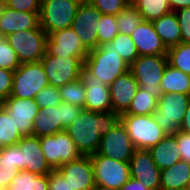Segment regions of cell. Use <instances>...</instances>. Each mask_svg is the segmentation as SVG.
Segmentation results:
<instances>
[{"label":"cell","mask_w":190,"mask_h":190,"mask_svg":"<svg viewBox=\"0 0 190 190\" xmlns=\"http://www.w3.org/2000/svg\"><path fill=\"white\" fill-rule=\"evenodd\" d=\"M168 2L172 12L190 7V0H168Z\"/></svg>","instance_id":"obj_49"},{"label":"cell","mask_w":190,"mask_h":190,"mask_svg":"<svg viewBox=\"0 0 190 190\" xmlns=\"http://www.w3.org/2000/svg\"><path fill=\"white\" fill-rule=\"evenodd\" d=\"M14 71L0 68V104L11 94Z\"/></svg>","instance_id":"obj_44"},{"label":"cell","mask_w":190,"mask_h":190,"mask_svg":"<svg viewBox=\"0 0 190 190\" xmlns=\"http://www.w3.org/2000/svg\"><path fill=\"white\" fill-rule=\"evenodd\" d=\"M162 94L179 93L190 95V75L167 65L160 83Z\"/></svg>","instance_id":"obj_27"},{"label":"cell","mask_w":190,"mask_h":190,"mask_svg":"<svg viewBox=\"0 0 190 190\" xmlns=\"http://www.w3.org/2000/svg\"><path fill=\"white\" fill-rule=\"evenodd\" d=\"M35 101L40 109L59 105L62 103L60 90L58 87L48 85L36 95Z\"/></svg>","instance_id":"obj_38"},{"label":"cell","mask_w":190,"mask_h":190,"mask_svg":"<svg viewBox=\"0 0 190 190\" xmlns=\"http://www.w3.org/2000/svg\"><path fill=\"white\" fill-rule=\"evenodd\" d=\"M84 69L110 86L119 76L129 70V65L112 50L102 46L89 50L84 61Z\"/></svg>","instance_id":"obj_2"},{"label":"cell","mask_w":190,"mask_h":190,"mask_svg":"<svg viewBox=\"0 0 190 190\" xmlns=\"http://www.w3.org/2000/svg\"><path fill=\"white\" fill-rule=\"evenodd\" d=\"M167 65V55L139 56L129 70L139 87L158 100L162 95L160 83Z\"/></svg>","instance_id":"obj_3"},{"label":"cell","mask_w":190,"mask_h":190,"mask_svg":"<svg viewBox=\"0 0 190 190\" xmlns=\"http://www.w3.org/2000/svg\"><path fill=\"white\" fill-rule=\"evenodd\" d=\"M120 121V115L113 111L94 112L85 110L65 129L82 156L97 152L102 136L112 130Z\"/></svg>","instance_id":"obj_1"},{"label":"cell","mask_w":190,"mask_h":190,"mask_svg":"<svg viewBox=\"0 0 190 190\" xmlns=\"http://www.w3.org/2000/svg\"><path fill=\"white\" fill-rule=\"evenodd\" d=\"M120 121L125 126L135 149L149 150L167 135L157 124L153 114L121 115Z\"/></svg>","instance_id":"obj_4"},{"label":"cell","mask_w":190,"mask_h":190,"mask_svg":"<svg viewBox=\"0 0 190 190\" xmlns=\"http://www.w3.org/2000/svg\"><path fill=\"white\" fill-rule=\"evenodd\" d=\"M168 64L190 75V43H180L168 48Z\"/></svg>","instance_id":"obj_33"},{"label":"cell","mask_w":190,"mask_h":190,"mask_svg":"<svg viewBox=\"0 0 190 190\" xmlns=\"http://www.w3.org/2000/svg\"><path fill=\"white\" fill-rule=\"evenodd\" d=\"M116 18L119 33L126 35H131L143 21L141 14L133 4H128Z\"/></svg>","instance_id":"obj_35"},{"label":"cell","mask_w":190,"mask_h":190,"mask_svg":"<svg viewBox=\"0 0 190 190\" xmlns=\"http://www.w3.org/2000/svg\"><path fill=\"white\" fill-rule=\"evenodd\" d=\"M157 105L158 100L139 87L128 111L122 115H152Z\"/></svg>","instance_id":"obj_32"},{"label":"cell","mask_w":190,"mask_h":190,"mask_svg":"<svg viewBox=\"0 0 190 190\" xmlns=\"http://www.w3.org/2000/svg\"><path fill=\"white\" fill-rule=\"evenodd\" d=\"M0 190H8L7 188H2V187H0Z\"/></svg>","instance_id":"obj_55"},{"label":"cell","mask_w":190,"mask_h":190,"mask_svg":"<svg viewBox=\"0 0 190 190\" xmlns=\"http://www.w3.org/2000/svg\"><path fill=\"white\" fill-rule=\"evenodd\" d=\"M83 107L71 105L69 103H61L62 127L64 130L69 127L81 114Z\"/></svg>","instance_id":"obj_43"},{"label":"cell","mask_w":190,"mask_h":190,"mask_svg":"<svg viewBox=\"0 0 190 190\" xmlns=\"http://www.w3.org/2000/svg\"><path fill=\"white\" fill-rule=\"evenodd\" d=\"M0 160L9 161L13 168L21 171V148L18 144L0 147Z\"/></svg>","instance_id":"obj_41"},{"label":"cell","mask_w":190,"mask_h":190,"mask_svg":"<svg viewBox=\"0 0 190 190\" xmlns=\"http://www.w3.org/2000/svg\"><path fill=\"white\" fill-rule=\"evenodd\" d=\"M176 142L182 160L190 163V135L178 131L176 133Z\"/></svg>","instance_id":"obj_47"},{"label":"cell","mask_w":190,"mask_h":190,"mask_svg":"<svg viewBox=\"0 0 190 190\" xmlns=\"http://www.w3.org/2000/svg\"><path fill=\"white\" fill-rule=\"evenodd\" d=\"M101 13L89 1L80 3L71 27L80 38L83 46L89 51L98 47V36L95 27Z\"/></svg>","instance_id":"obj_13"},{"label":"cell","mask_w":190,"mask_h":190,"mask_svg":"<svg viewBox=\"0 0 190 190\" xmlns=\"http://www.w3.org/2000/svg\"><path fill=\"white\" fill-rule=\"evenodd\" d=\"M48 85V78L41 62L21 63L14 71L9 97L35 99L36 95Z\"/></svg>","instance_id":"obj_8"},{"label":"cell","mask_w":190,"mask_h":190,"mask_svg":"<svg viewBox=\"0 0 190 190\" xmlns=\"http://www.w3.org/2000/svg\"><path fill=\"white\" fill-rule=\"evenodd\" d=\"M62 102L85 107V85L81 78L59 87Z\"/></svg>","instance_id":"obj_34"},{"label":"cell","mask_w":190,"mask_h":190,"mask_svg":"<svg viewBox=\"0 0 190 190\" xmlns=\"http://www.w3.org/2000/svg\"><path fill=\"white\" fill-rule=\"evenodd\" d=\"M79 2H88L89 0H78Z\"/></svg>","instance_id":"obj_54"},{"label":"cell","mask_w":190,"mask_h":190,"mask_svg":"<svg viewBox=\"0 0 190 190\" xmlns=\"http://www.w3.org/2000/svg\"><path fill=\"white\" fill-rule=\"evenodd\" d=\"M179 131L190 135V102L187 107L186 114L184 115L183 121L179 127Z\"/></svg>","instance_id":"obj_50"},{"label":"cell","mask_w":190,"mask_h":190,"mask_svg":"<svg viewBox=\"0 0 190 190\" xmlns=\"http://www.w3.org/2000/svg\"><path fill=\"white\" fill-rule=\"evenodd\" d=\"M119 190H149L148 188L144 187L140 181L136 179L130 178L126 184L121 187Z\"/></svg>","instance_id":"obj_48"},{"label":"cell","mask_w":190,"mask_h":190,"mask_svg":"<svg viewBox=\"0 0 190 190\" xmlns=\"http://www.w3.org/2000/svg\"><path fill=\"white\" fill-rule=\"evenodd\" d=\"M93 190H118V189L109 188L106 186H96Z\"/></svg>","instance_id":"obj_51"},{"label":"cell","mask_w":190,"mask_h":190,"mask_svg":"<svg viewBox=\"0 0 190 190\" xmlns=\"http://www.w3.org/2000/svg\"><path fill=\"white\" fill-rule=\"evenodd\" d=\"M17 172L9 161L0 160V187L8 188Z\"/></svg>","instance_id":"obj_45"},{"label":"cell","mask_w":190,"mask_h":190,"mask_svg":"<svg viewBox=\"0 0 190 190\" xmlns=\"http://www.w3.org/2000/svg\"><path fill=\"white\" fill-rule=\"evenodd\" d=\"M128 4H133L136 0H125Z\"/></svg>","instance_id":"obj_53"},{"label":"cell","mask_w":190,"mask_h":190,"mask_svg":"<svg viewBox=\"0 0 190 190\" xmlns=\"http://www.w3.org/2000/svg\"><path fill=\"white\" fill-rule=\"evenodd\" d=\"M46 32L36 29L13 32L5 38L18 56L20 63L40 62L47 49Z\"/></svg>","instance_id":"obj_7"},{"label":"cell","mask_w":190,"mask_h":190,"mask_svg":"<svg viewBox=\"0 0 190 190\" xmlns=\"http://www.w3.org/2000/svg\"><path fill=\"white\" fill-rule=\"evenodd\" d=\"M21 65L17 54L5 37H0V68L15 71Z\"/></svg>","instance_id":"obj_37"},{"label":"cell","mask_w":190,"mask_h":190,"mask_svg":"<svg viewBox=\"0 0 190 190\" xmlns=\"http://www.w3.org/2000/svg\"><path fill=\"white\" fill-rule=\"evenodd\" d=\"M95 29L98 31V46L110 43L119 33L116 16L101 14Z\"/></svg>","instance_id":"obj_36"},{"label":"cell","mask_w":190,"mask_h":190,"mask_svg":"<svg viewBox=\"0 0 190 190\" xmlns=\"http://www.w3.org/2000/svg\"><path fill=\"white\" fill-rule=\"evenodd\" d=\"M96 186L120 189L131 178L129 162L116 161L95 153L90 155Z\"/></svg>","instance_id":"obj_11"},{"label":"cell","mask_w":190,"mask_h":190,"mask_svg":"<svg viewBox=\"0 0 190 190\" xmlns=\"http://www.w3.org/2000/svg\"><path fill=\"white\" fill-rule=\"evenodd\" d=\"M56 170L75 190H93L96 187L90 156H81Z\"/></svg>","instance_id":"obj_17"},{"label":"cell","mask_w":190,"mask_h":190,"mask_svg":"<svg viewBox=\"0 0 190 190\" xmlns=\"http://www.w3.org/2000/svg\"><path fill=\"white\" fill-rule=\"evenodd\" d=\"M22 137L8 111L0 104V147L16 145Z\"/></svg>","instance_id":"obj_31"},{"label":"cell","mask_w":190,"mask_h":190,"mask_svg":"<svg viewBox=\"0 0 190 190\" xmlns=\"http://www.w3.org/2000/svg\"><path fill=\"white\" fill-rule=\"evenodd\" d=\"M101 46L104 50L116 52L129 66L139 57L137 48L130 35L118 33L110 43Z\"/></svg>","instance_id":"obj_28"},{"label":"cell","mask_w":190,"mask_h":190,"mask_svg":"<svg viewBox=\"0 0 190 190\" xmlns=\"http://www.w3.org/2000/svg\"><path fill=\"white\" fill-rule=\"evenodd\" d=\"M190 183V163L180 160L161 170L160 190H186Z\"/></svg>","instance_id":"obj_25"},{"label":"cell","mask_w":190,"mask_h":190,"mask_svg":"<svg viewBox=\"0 0 190 190\" xmlns=\"http://www.w3.org/2000/svg\"><path fill=\"white\" fill-rule=\"evenodd\" d=\"M135 147L121 121L102 136L96 153L116 161L129 162Z\"/></svg>","instance_id":"obj_12"},{"label":"cell","mask_w":190,"mask_h":190,"mask_svg":"<svg viewBox=\"0 0 190 190\" xmlns=\"http://www.w3.org/2000/svg\"><path fill=\"white\" fill-rule=\"evenodd\" d=\"M86 58H74L50 55L47 51L40 60L49 85L61 87L69 82L78 80L84 69Z\"/></svg>","instance_id":"obj_9"},{"label":"cell","mask_w":190,"mask_h":190,"mask_svg":"<svg viewBox=\"0 0 190 190\" xmlns=\"http://www.w3.org/2000/svg\"><path fill=\"white\" fill-rule=\"evenodd\" d=\"M39 139L44 157L53 170L82 156L65 130Z\"/></svg>","instance_id":"obj_10"},{"label":"cell","mask_w":190,"mask_h":190,"mask_svg":"<svg viewBox=\"0 0 190 190\" xmlns=\"http://www.w3.org/2000/svg\"><path fill=\"white\" fill-rule=\"evenodd\" d=\"M133 5L144 21H154L171 12L168 0H136Z\"/></svg>","instance_id":"obj_30"},{"label":"cell","mask_w":190,"mask_h":190,"mask_svg":"<svg viewBox=\"0 0 190 190\" xmlns=\"http://www.w3.org/2000/svg\"><path fill=\"white\" fill-rule=\"evenodd\" d=\"M80 3L78 0H42L39 12L41 28L47 35L70 28Z\"/></svg>","instance_id":"obj_6"},{"label":"cell","mask_w":190,"mask_h":190,"mask_svg":"<svg viewBox=\"0 0 190 190\" xmlns=\"http://www.w3.org/2000/svg\"><path fill=\"white\" fill-rule=\"evenodd\" d=\"M60 131H64L61 103L40 109L37 117L33 120L32 135L37 137L49 136Z\"/></svg>","instance_id":"obj_23"},{"label":"cell","mask_w":190,"mask_h":190,"mask_svg":"<svg viewBox=\"0 0 190 190\" xmlns=\"http://www.w3.org/2000/svg\"><path fill=\"white\" fill-rule=\"evenodd\" d=\"M46 51L50 55L74 58H86L89 53L72 28L50 33L47 37Z\"/></svg>","instance_id":"obj_16"},{"label":"cell","mask_w":190,"mask_h":190,"mask_svg":"<svg viewBox=\"0 0 190 190\" xmlns=\"http://www.w3.org/2000/svg\"><path fill=\"white\" fill-rule=\"evenodd\" d=\"M101 14L117 16L128 3L125 0H89Z\"/></svg>","instance_id":"obj_39"},{"label":"cell","mask_w":190,"mask_h":190,"mask_svg":"<svg viewBox=\"0 0 190 190\" xmlns=\"http://www.w3.org/2000/svg\"><path fill=\"white\" fill-rule=\"evenodd\" d=\"M175 14L180 27L181 43H190V7L179 9Z\"/></svg>","instance_id":"obj_42"},{"label":"cell","mask_w":190,"mask_h":190,"mask_svg":"<svg viewBox=\"0 0 190 190\" xmlns=\"http://www.w3.org/2000/svg\"><path fill=\"white\" fill-rule=\"evenodd\" d=\"M42 0H4V6L19 12L39 13Z\"/></svg>","instance_id":"obj_40"},{"label":"cell","mask_w":190,"mask_h":190,"mask_svg":"<svg viewBox=\"0 0 190 190\" xmlns=\"http://www.w3.org/2000/svg\"><path fill=\"white\" fill-rule=\"evenodd\" d=\"M8 190H49L48 175L18 171Z\"/></svg>","instance_id":"obj_29"},{"label":"cell","mask_w":190,"mask_h":190,"mask_svg":"<svg viewBox=\"0 0 190 190\" xmlns=\"http://www.w3.org/2000/svg\"><path fill=\"white\" fill-rule=\"evenodd\" d=\"M130 176L148 188L160 190L161 170L153 161L151 152L146 149H135L129 161Z\"/></svg>","instance_id":"obj_14"},{"label":"cell","mask_w":190,"mask_h":190,"mask_svg":"<svg viewBox=\"0 0 190 190\" xmlns=\"http://www.w3.org/2000/svg\"><path fill=\"white\" fill-rule=\"evenodd\" d=\"M3 7H4V0H0V15H1Z\"/></svg>","instance_id":"obj_52"},{"label":"cell","mask_w":190,"mask_h":190,"mask_svg":"<svg viewBox=\"0 0 190 190\" xmlns=\"http://www.w3.org/2000/svg\"><path fill=\"white\" fill-rule=\"evenodd\" d=\"M138 88L139 84L130 70L119 76L109 86L112 111L120 116L125 114L128 111Z\"/></svg>","instance_id":"obj_20"},{"label":"cell","mask_w":190,"mask_h":190,"mask_svg":"<svg viewBox=\"0 0 190 190\" xmlns=\"http://www.w3.org/2000/svg\"><path fill=\"white\" fill-rule=\"evenodd\" d=\"M1 105L8 111L22 136L32 135L33 120L40 110L34 98L8 97Z\"/></svg>","instance_id":"obj_15"},{"label":"cell","mask_w":190,"mask_h":190,"mask_svg":"<svg viewBox=\"0 0 190 190\" xmlns=\"http://www.w3.org/2000/svg\"><path fill=\"white\" fill-rule=\"evenodd\" d=\"M49 190H75L57 170L48 174Z\"/></svg>","instance_id":"obj_46"},{"label":"cell","mask_w":190,"mask_h":190,"mask_svg":"<svg viewBox=\"0 0 190 190\" xmlns=\"http://www.w3.org/2000/svg\"><path fill=\"white\" fill-rule=\"evenodd\" d=\"M17 144L21 148V171L48 175L53 170L44 157L39 137L23 136Z\"/></svg>","instance_id":"obj_18"},{"label":"cell","mask_w":190,"mask_h":190,"mask_svg":"<svg viewBox=\"0 0 190 190\" xmlns=\"http://www.w3.org/2000/svg\"><path fill=\"white\" fill-rule=\"evenodd\" d=\"M153 161L162 170L172 167L175 163L182 160L176 142V133L166 135L157 145L149 149Z\"/></svg>","instance_id":"obj_24"},{"label":"cell","mask_w":190,"mask_h":190,"mask_svg":"<svg viewBox=\"0 0 190 190\" xmlns=\"http://www.w3.org/2000/svg\"><path fill=\"white\" fill-rule=\"evenodd\" d=\"M40 26L39 13L19 12L4 6L0 15V37L10 33L36 29Z\"/></svg>","instance_id":"obj_22"},{"label":"cell","mask_w":190,"mask_h":190,"mask_svg":"<svg viewBox=\"0 0 190 190\" xmlns=\"http://www.w3.org/2000/svg\"><path fill=\"white\" fill-rule=\"evenodd\" d=\"M152 23L167 49L181 43V32L175 12L171 11Z\"/></svg>","instance_id":"obj_26"},{"label":"cell","mask_w":190,"mask_h":190,"mask_svg":"<svg viewBox=\"0 0 190 190\" xmlns=\"http://www.w3.org/2000/svg\"><path fill=\"white\" fill-rule=\"evenodd\" d=\"M139 56L167 55L168 49L157 34L152 21H142L130 35Z\"/></svg>","instance_id":"obj_21"},{"label":"cell","mask_w":190,"mask_h":190,"mask_svg":"<svg viewBox=\"0 0 190 190\" xmlns=\"http://www.w3.org/2000/svg\"><path fill=\"white\" fill-rule=\"evenodd\" d=\"M85 85V110L94 112L112 111L109 86L105 85L99 78L90 75L85 69L80 75Z\"/></svg>","instance_id":"obj_19"},{"label":"cell","mask_w":190,"mask_h":190,"mask_svg":"<svg viewBox=\"0 0 190 190\" xmlns=\"http://www.w3.org/2000/svg\"><path fill=\"white\" fill-rule=\"evenodd\" d=\"M189 102L190 95L187 94L164 93L160 96L153 116L167 135L179 131Z\"/></svg>","instance_id":"obj_5"}]
</instances>
